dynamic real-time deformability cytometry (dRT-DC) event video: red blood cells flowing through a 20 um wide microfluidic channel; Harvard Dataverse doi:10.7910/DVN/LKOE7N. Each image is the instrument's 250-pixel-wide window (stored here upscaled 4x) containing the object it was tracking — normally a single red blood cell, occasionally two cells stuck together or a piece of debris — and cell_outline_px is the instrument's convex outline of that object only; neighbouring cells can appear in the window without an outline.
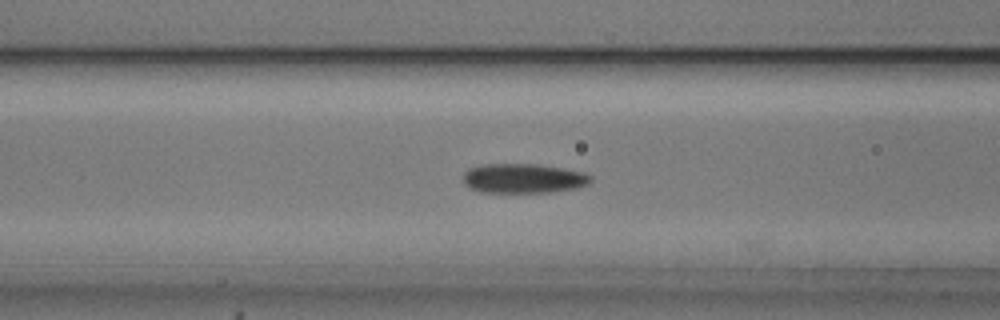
{"species": "common noctule bat (a hibernating species)", "species_latin": "Nyctalus noctula", "temperature_condition": "cold", "stored_images_in_passage": 33, "camera_frame_rate_fps": 3000, "um_per_image_px": 0.085, "animal": {"sex": "male", "body_mass_g": 20.5, "forearm_length_mm": 52.5}, "frame": {"image": 1, "passage_image": 5, "time_ms": 1.333, "image_size_px": [1000, 320], "cell_outline_px": [[592, 180], [588, 184], [572, 188], [548, 192], [480, 192], [468, 188], [464, 184], [464, 172], [468, 168], [484, 164], [540, 164], [564, 168], [584, 172], [592, 176]], "centroid_in_image_um": [44.46, 15.15], "position_along_channel_um": 122.1, "area_um2": 22.02}}
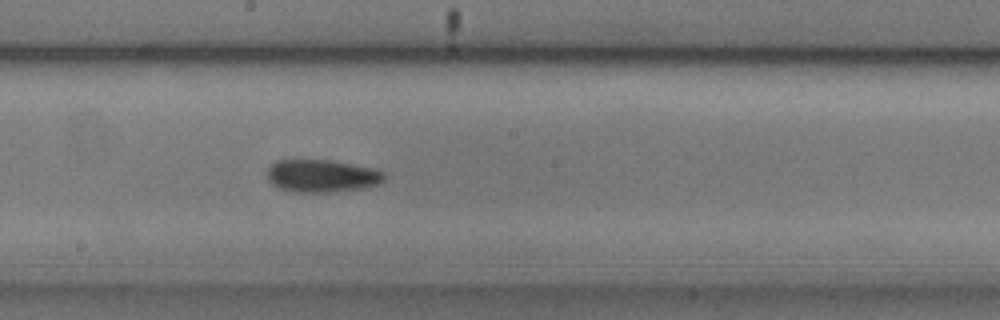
{"frame": {"image": 2, "passage_image": 13, "time_ms": 4.0, "image_size_px": [1000, 320], "cell_outline_px": [[384, 180], [380, 184], [364, 188], [328, 192], [292, 192], [280, 188], [272, 184], [268, 180], [268, 168], [276, 160], [332, 160], [372, 168], [384, 172]], "centroid_in_image_um": [27.36, 14.95], "position_along_channel_um": 220.8, "area_um2": 22.25}}
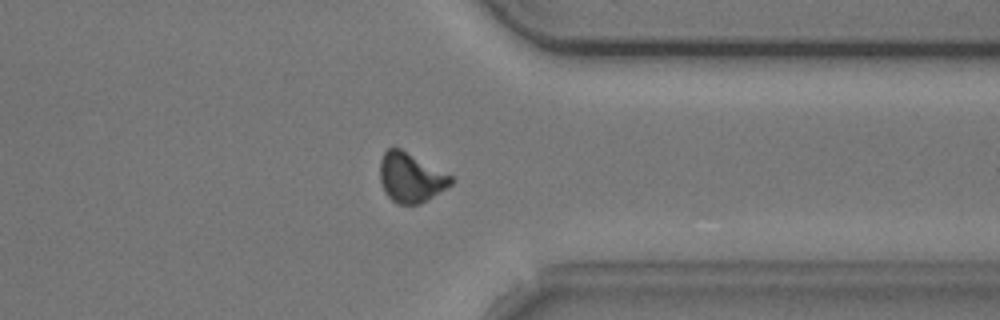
{"frame": {"image": 3, "passage_image": 26, "time_ms": 8.333, "image_size_px": [1000, 320], "cell_outline_px": [[456, 180], [452, 184], [420, 204], [396, 204], [384, 192], [380, 180], [380, 160], [384, 152], [388, 148], [400, 148], [456, 176]], "centroid_in_image_um": [34.95, 15.08], "position_along_channel_um": 376.4, "area_um2": 20.81}}